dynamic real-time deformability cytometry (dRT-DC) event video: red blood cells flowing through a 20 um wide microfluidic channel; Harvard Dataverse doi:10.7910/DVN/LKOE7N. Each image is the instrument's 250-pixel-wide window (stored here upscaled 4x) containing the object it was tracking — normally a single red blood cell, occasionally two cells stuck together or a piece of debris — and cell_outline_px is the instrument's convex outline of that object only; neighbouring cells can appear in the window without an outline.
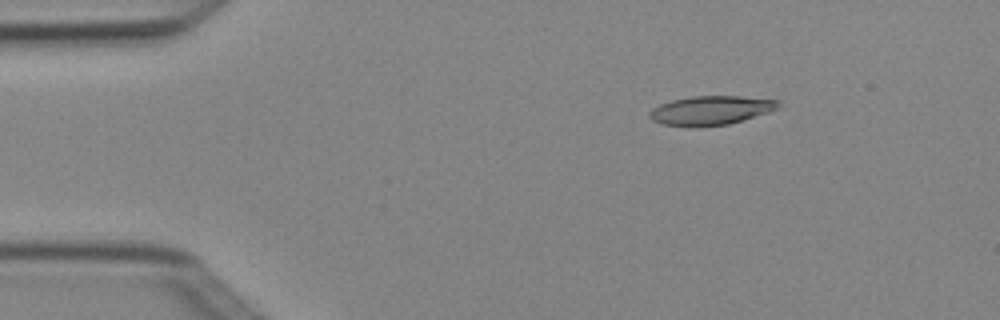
{"species": "Egyptian fruit bat (a non-hibernating species)", "species_latin": "Rousettus aegyptiacus", "temperature_condition": "cold", "stored_images_in_passage": 4, "camera_frame_rate_fps": 3000, "um_per_image_px": 0.085, "animal": {"sex": "female"}, "frame": {"image": 1, "passage_image": 2, "time_ms": 0.333, "image_size_px": [1000, 320], "cell_outline_px": [[780, 108], [768, 112], [728, 124], [660, 124], [652, 120], [648, 116], [648, 112], [652, 108], [660, 104], [672, 100], [692, 96], [740, 96], [780, 100]], "centroid_in_image_um": [60.44, 9.33], "position_along_channel_um": 24.6, "area_um2": 21.1}}
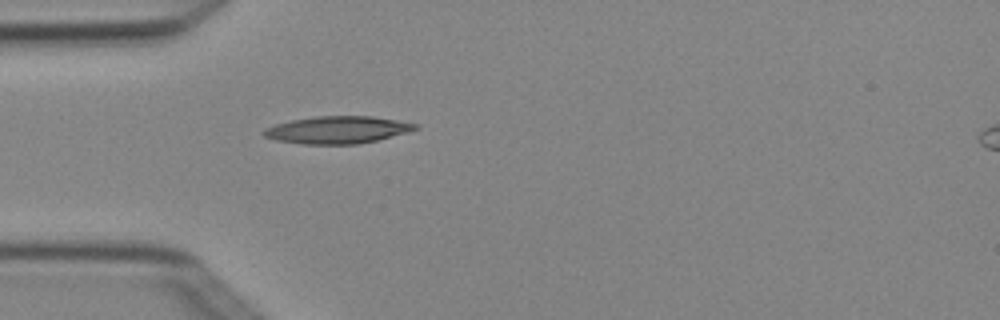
{"frame": {"image": 2, "passage_image": 4, "time_ms": 1.0, "image_size_px": [1000, 320], "cell_outline_px": [[420, 128], [408, 132], [376, 140], [356, 144], [304, 144], [276, 140], [264, 136], [260, 132], [264, 128], [276, 124], [292, 120], [316, 116], [372, 116], [420, 124]], "centroid_in_image_um": [28.68, 11.03], "position_along_channel_um": 56.3, "area_um2": 24.1}}